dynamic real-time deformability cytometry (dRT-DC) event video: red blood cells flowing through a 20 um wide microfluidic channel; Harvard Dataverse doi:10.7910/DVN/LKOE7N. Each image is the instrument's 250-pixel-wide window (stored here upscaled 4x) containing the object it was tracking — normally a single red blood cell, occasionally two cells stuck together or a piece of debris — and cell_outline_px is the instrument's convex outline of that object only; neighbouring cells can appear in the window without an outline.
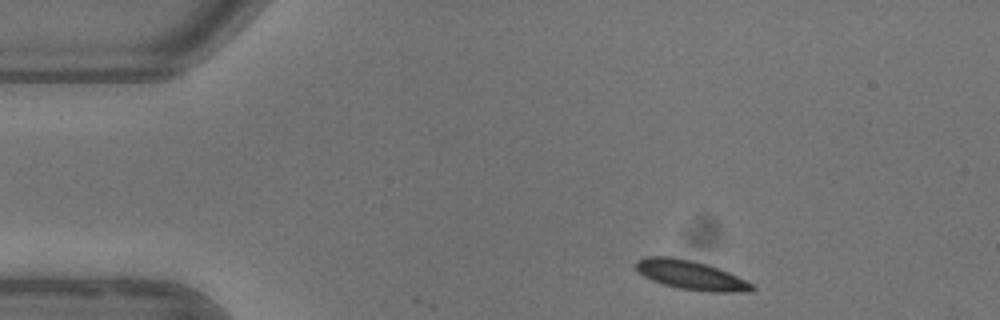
{"species": "common noctule bat (a hibernating species)", "species_latin": "Nyctalus noctula", "temperature_condition": "warm", "stored_images_in_passage": 3, "camera_frame_rate_fps": 3000, "um_per_image_px": 0.085, "animal": {"sex": "female"}, "frame": {"image": 1, "passage_image": 1, "time_ms": 0.0, "image_size_px": [1000, 320], "cell_outline_px": [[756, 288], [748, 292], [712, 292], [680, 288], [664, 284], [652, 280], [644, 276], [636, 268], [636, 260], [644, 256], [672, 256], [692, 260], [708, 264], [720, 268], [752, 284]], "centroid_in_image_um": [58.71, 23.36], "position_along_channel_um": 26.3, "area_um2": 19.65}}